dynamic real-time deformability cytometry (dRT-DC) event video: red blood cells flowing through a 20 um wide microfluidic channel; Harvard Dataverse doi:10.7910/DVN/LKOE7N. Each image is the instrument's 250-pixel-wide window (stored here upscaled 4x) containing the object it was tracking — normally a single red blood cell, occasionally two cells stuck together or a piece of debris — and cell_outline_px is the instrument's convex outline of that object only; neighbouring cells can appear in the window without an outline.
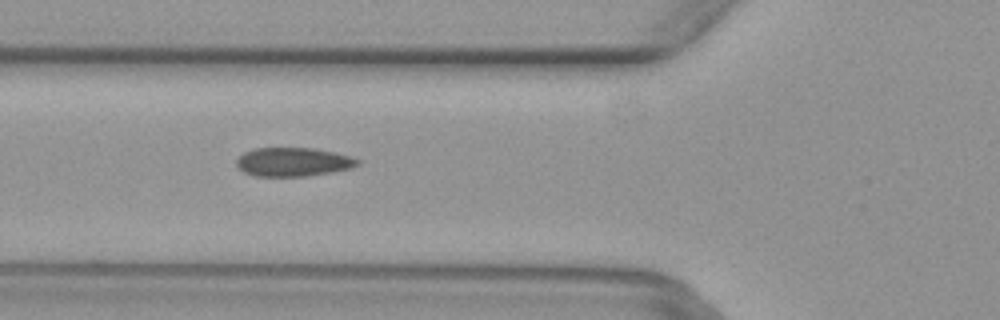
{"species": "common noctule bat (a hibernating species)", "species_latin": "Nyctalus noctula", "temperature_condition": "warm", "stored_images_in_passage": 6, "camera_frame_rate_fps": 3000, "um_per_image_px": 0.085, "animal": {"sex": "female", "body_mass_g": 29.2, "forearm_length_mm": 56.3}, "frame": {"image": 1, "passage_image": 5, "time_ms": 1.333, "image_size_px": [1000, 320], "cell_outline_px": [[360, 164], [348, 168], [332, 172], [308, 176], [256, 176], [244, 172], [236, 164], [236, 160], [244, 152], [256, 148], [312, 148], [332, 152], [348, 156], [360, 160]], "centroid_in_image_um": [24.9, 13.77], "position_along_channel_um": 100.9, "area_um2": 20.06}}